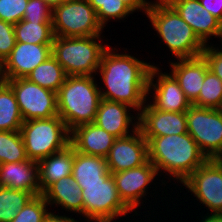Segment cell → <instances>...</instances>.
<instances>
[{
  "instance_id": "obj_42",
  "label": "cell",
  "mask_w": 222,
  "mask_h": 222,
  "mask_svg": "<svg viewBox=\"0 0 222 222\" xmlns=\"http://www.w3.org/2000/svg\"><path fill=\"white\" fill-rule=\"evenodd\" d=\"M45 4H47L49 7H51L52 9H54L55 7H57L60 4H63L65 2H67L68 0H42Z\"/></svg>"
},
{
  "instance_id": "obj_25",
  "label": "cell",
  "mask_w": 222,
  "mask_h": 222,
  "mask_svg": "<svg viewBox=\"0 0 222 222\" xmlns=\"http://www.w3.org/2000/svg\"><path fill=\"white\" fill-rule=\"evenodd\" d=\"M23 122L12 88L0 80V131H20Z\"/></svg>"
},
{
  "instance_id": "obj_23",
  "label": "cell",
  "mask_w": 222,
  "mask_h": 222,
  "mask_svg": "<svg viewBox=\"0 0 222 222\" xmlns=\"http://www.w3.org/2000/svg\"><path fill=\"white\" fill-rule=\"evenodd\" d=\"M110 175L105 157L86 155L74 150L72 176L78 186L103 183Z\"/></svg>"
},
{
  "instance_id": "obj_28",
  "label": "cell",
  "mask_w": 222,
  "mask_h": 222,
  "mask_svg": "<svg viewBox=\"0 0 222 222\" xmlns=\"http://www.w3.org/2000/svg\"><path fill=\"white\" fill-rule=\"evenodd\" d=\"M28 160L20 131H0V164Z\"/></svg>"
},
{
  "instance_id": "obj_27",
  "label": "cell",
  "mask_w": 222,
  "mask_h": 222,
  "mask_svg": "<svg viewBox=\"0 0 222 222\" xmlns=\"http://www.w3.org/2000/svg\"><path fill=\"white\" fill-rule=\"evenodd\" d=\"M32 197L29 192L0 187V222H11Z\"/></svg>"
},
{
  "instance_id": "obj_20",
  "label": "cell",
  "mask_w": 222,
  "mask_h": 222,
  "mask_svg": "<svg viewBox=\"0 0 222 222\" xmlns=\"http://www.w3.org/2000/svg\"><path fill=\"white\" fill-rule=\"evenodd\" d=\"M170 73L178 81L186 98L192 104L199 96L208 64L204 57L177 59L170 61Z\"/></svg>"
},
{
  "instance_id": "obj_40",
  "label": "cell",
  "mask_w": 222,
  "mask_h": 222,
  "mask_svg": "<svg viewBox=\"0 0 222 222\" xmlns=\"http://www.w3.org/2000/svg\"><path fill=\"white\" fill-rule=\"evenodd\" d=\"M55 212H52L49 210V213L45 216L44 222H79L75 218H72L73 215L67 216V215H60L59 212L55 214ZM59 214V215H58ZM87 222H92L90 220H87Z\"/></svg>"
},
{
  "instance_id": "obj_2",
  "label": "cell",
  "mask_w": 222,
  "mask_h": 222,
  "mask_svg": "<svg viewBox=\"0 0 222 222\" xmlns=\"http://www.w3.org/2000/svg\"><path fill=\"white\" fill-rule=\"evenodd\" d=\"M148 153L149 161L156 167L159 176H164L161 180L164 190L169 182L165 178L170 183L173 179L182 184L208 160L189 133L152 137L148 141Z\"/></svg>"
},
{
  "instance_id": "obj_30",
  "label": "cell",
  "mask_w": 222,
  "mask_h": 222,
  "mask_svg": "<svg viewBox=\"0 0 222 222\" xmlns=\"http://www.w3.org/2000/svg\"><path fill=\"white\" fill-rule=\"evenodd\" d=\"M89 4L96 11L97 19L102 27L112 21L126 19L134 12L122 0H88ZM127 16V17H126Z\"/></svg>"
},
{
  "instance_id": "obj_5",
  "label": "cell",
  "mask_w": 222,
  "mask_h": 222,
  "mask_svg": "<svg viewBox=\"0 0 222 222\" xmlns=\"http://www.w3.org/2000/svg\"><path fill=\"white\" fill-rule=\"evenodd\" d=\"M103 40V35L54 37L52 56L67 76H96L102 55L110 46L102 44Z\"/></svg>"
},
{
  "instance_id": "obj_19",
  "label": "cell",
  "mask_w": 222,
  "mask_h": 222,
  "mask_svg": "<svg viewBox=\"0 0 222 222\" xmlns=\"http://www.w3.org/2000/svg\"><path fill=\"white\" fill-rule=\"evenodd\" d=\"M116 137L92 123L70 131V145L74 150L93 156L107 157Z\"/></svg>"
},
{
  "instance_id": "obj_1",
  "label": "cell",
  "mask_w": 222,
  "mask_h": 222,
  "mask_svg": "<svg viewBox=\"0 0 222 222\" xmlns=\"http://www.w3.org/2000/svg\"><path fill=\"white\" fill-rule=\"evenodd\" d=\"M123 51L117 53L111 46L104 51L97 70L104 85L99 88L100 95L101 99L127 104L138 114L148 99V79L153 65Z\"/></svg>"
},
{
  "instance_id": "obj_10",
  "label": "cell",
  "mask_w": 222,
  "mask_h": 222,
  "mask_svg": "<svg viewBox=\"0 0 222 222\" xmlns=\"http://www.w3.org/2000/svg\"><path fill=\"white\" fill-rule=\"evenodd\" d=\"M5 81L13 90L23 121L48 119L58 115L57 93L27 78Z\"/></svg>"
},
{
  "instance_id": "obj_18",
  "label": "cell",
  "mask_w": 222,
  "mask_h": 222,
  "mask_svg": "<svg viewBox=\"0 0 222 222\" xmlns=\"http://www.w3.org/2000/svg\"><path fill=\"white\" fill-rule=\"evenodd\" d=\"M0 187L22 190L33 196L41 195L39 163L31 159L1 163Z\"/></svg>"
},
{
  "instance_id": "obj_17",
  "label": "cell",
  "mask_w": 222,
  "mask_h": 222,
  "mask_svg": "<svg viewBox=\"0 0 222 222\" xmlns=\"http://www.w3.org/2000/svg\"><path fill=\"white\" fill-rule=\"evenodd\" d=\"M131 112L127 104L101 99L93 123L116 138L126 137L138 129V114Z\"/></svg>"
},
{
  "instance_id": "obj_31",
  "label": "cell",
  "mask_w": 222,
  "mask_h": 222,
  "mask_svg": "<svg viewBox=\"0 0 222 222\" xmlns=\"http://www.w3.org/2000/svg\"><path fill=\"white\" fill-rule=\"evenodd\" d=\"M48 206L42 194L33 196L11 222H44L50 210Z\"/></svg>"
},
{
  "instance_id": "obj_21",
  "label": "cell",
  "mask_w": 222,
  "mask_h": 222,
  "mask_svg": "<svg viewBox=\"0 0 222 222\" xmlns=\"http://www.w3.org/2000/svg\"><path fill=\"white\" fill-rule=\"evenodd\" d=\"M82 189L77 185L73 176L63 177L51 184L42 195L49 207H62L61 210L78 213L83 217ZM82 215V216H81Z\"/></svg>"
},
{
  "instance_id": "obj_36",
  "label": "cell",
  "mask_w": 222,
  "mask_h": 222,
  "mask_svg": "<svg viewBox=\"0 0 222 222\" xmlns=\"http://www.w3.org/2000/svg\"><path fill=\"white\" fill-rule=\"evenodd\" d=\"M16 38L14 32V25L6 23L0 19V65L10 55L12 49L15 47Z\"/></svg>"
},
{
  "instance_id": "obj_32",
  "label": "cell",
  "mask_w": 222,
  "mask_h": 222,
  "mask_svg": "<svg viewBox=\"0 0 222 222\" xmlns=\"http://www.w3.org/2000/svg\"><path fill=\"white\" fill-rule=\"evenodd\" d=\"M197 36L205 45L210 43L209 40L212 39V36L214 38L219 37L222 44V22L206 9H203L199 14Z\"/></svg>"
},
{
  "instance_id": "obj_26",
  "label": "cell",
  "mask_w": 222,
  "mask_h": 222,
  "mask_svg": "<svg viewBox=\"0 0 222 222\" xmlns=\"http://www.w3.org/2000/svg\"><path fill=\"white\" fill-rule=\"evenodd\" d=\"M66 77L67 75L63 67L51 56L33 69L26 78L41 87L57 93Z\"/></svg>"
},
{
  "instance_id": "obj_34",
  "label": "cell",
  "mask_w": 222,
  "mask_h": 222,
  "mask_svg": "<svg viewBox=\"0 0 222 222\" xmlns=\"http://www.w3.org/2000/svg\"><path fill=\"white\" fill-rule=\"evenodd\" d=\"M29 0H0V19L15 25L24 17Z\"/></svg>"
},
{
  "instance_id": "obj_7",
  "label": "cell",
  "mask_w": 222,
  "mask_h": 222,
  "mask_svg": "<svg viewBox=\"0 0 222 222\" xmlns=\"http://www.w3.org/2000/svg\"><path fill=\"white\" fill-rule=\"evenodd\" d=\"M83 220L116 222L132 211L120 199L112 174L103 183L80 184ZM115 220V221H114Z\"/></svg>"
},
{
  "instance_id": "obj_41",
  "label": "cell",
  "mask_w": 222,
  "mask_h": 222,
  "mask_svg": "<svg viewBox=\"0 0 222 222\" xmlns=\"http://www.w3.org/2000/svg\"><path fill=\"white\" fill-rule=\"evenodd\" d=\"M199 217H203L199 222H222V214H205Z\"/></svg>"
},
{
  "instance_id": "obj_4",
  "label": "cell",
  "mask_w": 222,
  "mask_h": 222,
  "mask_svg": "<svg viewBox=\"0 0 222 222\" xmlns=\"http://www.w3.org/2000/svg\"><path fill=\"white\" fill-rule=\"evenodd\" d=\"M96 76H67L57 92L58 116L69 131L94 122L101 100Z\"/></svg>"
},
{
  "instance_id": "obj_35",
  "label": "cell",
  "mask_w": 222,
  "mask_h": 222,
  "mask_svg": "<svg viewBox=\"0 0 222 222\" xmlns=\"http://www.w3.org/2000/svg\"><path fill=\"white\" fill-rule=\"evenodd\" d=\"M53 9L42 0H29L24 11L25 21H52Z\"/></svg>"
},
{
  "instance_id": "obj_3",
  "label": "cell",
  "mask_w": 222,
  "mask_h": 222,
  "mask_svg": "<svg viewBox=\"0 0 222 222\" xmlns=\"http://www.w3.org/2000/svg\"><path fill=\"white\" fill-rule=\"evenodd\" d=\"M152 28L176 59L201 56L205 44L166 0L151 1L146 12Z\"/></svg>"
},
{
  "instance_id": "obj_15",
  "label": "cell",
  "mask_w": 222,
  "mask_h": 222,
  "mask_svg": "<svg viewBox=\"0 0 222 222\" xmlns=\"http://www.w3.org/2000/svg\"><path fill=\"white\" fill-rule=\"evenodd\" d=\"M52 56V45L16 42L10 55L0 65L1 80L26 78L39 64Z\"/></svg>"
},
{
  "instance_id": "obj_14",
  "label": "cell",
  "mask_w": 222,
  "mask_h": 222,
  "mask_svg": "<svg viewBox=\"0 0 222 222\" xmlns=\"http://www.w3.org/2000/svg\"><path fill=\"white\" fill-rule=\"evenodd\" d=\"M138 129L147 142L152 137L188 133L186 112L160 111L148 100L138 113Z\"/></svg>"
},
{
  "instance_id": "obj_37",
  "label": "cell",
  "mask_w": 222,
  "mask_h": 222,
  "mask_svg": "<svg viewBox=\"0 0 222 222\" xmlns=\"http://www.w3.org/2000/svg\"><path fill=\"white\" fill-rule=\"evenodd\" d=\"M201 55L207 62L208 69L222 80V46H215L211 42L205 46Z\"/></svg>"
},
{
  "instance_id": "obj_22",
  "label": "cell",
  "mask_w": 222,
  "mask_h": 222,
  "mask_svg": "<svg viewBox=\"0 0 222 222\" xmlns=\"http://www.w3.org/2000/svg\"><path fill=\"white\" fill-rule=\"evenodd\" d=\"M74 148L65 149L41 159L39 163L40 190L43 193L51 184L72 175Z\"/></svg>"
},
{
  "instance_id": "obj_11",
  "label": "cell",
  "mask_w": 222,
  "mask_h": 222,
  "mask_svg": "<svg viewBox=\"0 0 222 222\" xmlns=\"http://www.w3.org/2000/svg\"><path fill=\"white\" fill-rule=\"evenodd\" d=\"M180 186H184L188 193L190 191L200 205L208 208L206 214H222V171L211 159L198 167Z\"/></svg>"
},
{
  "instance_id": "obj_38",
  "label": "cell",
  "mask_w": 222,
  "mask_h": 222,
  "mask_svg": "<svg viewBox=\"0 0 222 222\" xmlns=\"http://www.w3.org/2000/svg\"><path fill=\"white\" fill-rule=\"evenodd\" d=\"M204 9L222 22V0H199Z\"/></svg>"
},
{
  "instance_id": "obj_29",
  "label": "cell",
  "mask_w": 222,
  "mask_h": 222,
  "mask_svg": "<svg viewBox=\"0 0 222 222\" xmlns=\"http://www.w3.org/2000/svg\"><path fill=\"white\" fill-rule=\"evenodd\" d=\"M192 105L212 109L222 108V80L209 69L206 71L199 96Z\"/></svg>"
},
{
  "instance_id": "obj_43",
  "label": "cell",
  "mask_w": 222,
  "mask_h": 222,
  "mask_svg": "<svg viewBox=\"0 0 222 222\" xmlns=\"http://www.w3.org/2000/svg\"><path fill=\"white\" fill-rule=\"evenodd\" d=\"M217 166L218 168L222 171V151L220 153H218L217 155H215L212 159H211Z\"/></svg>"
},
{
  "instance_id": "obj_8",
  "label": "cell",
  "mask_w": 222,
  "mask_h": 222,
  "mask_svg": "<svg viewBox=\"0 0 222 222\" xmlns=\"http://www.w3.org/2000/svg\"><path fill=\"white\" fill-rule=\"evenodd\" d=\"M52 25L55 37L97 36L105 32L88 0H68L55 7Z\"/></svg>"
},
{
  "instance_id": "obj_16",
  "label": "cell",
  "mask_w": 222,
  "mask_h": 222,
  "mask_svg": "<svg viewBox=\"0 0 222 222\" xmlns=\"http://www.w3.org/2000/svg\"><path fill=\"white\" fill-rule=\"evenodd\" d=\"M148 160V142L139 129L129 136L116 138L106 157L111 173L133 169Z\"/></svg>"
},
{
  "instance_id": "obj_33",
  "label": "cell",
  "mask_w": 222,
  "mask_h": 222,
  "mask_svg": "<svg viewBox=\"0 0 222 222\" xmlns=\"http://www.w3.org/2000/svg\"><path fill=\"white\" fill-rule=\"evenodd\" d=\"M197 35L199 14L204 7L199 0H166Z\"/></svg>"
},
{
  "instance_id": "obj_9",
  "label": "cell",
  "mask_w": 222,
  "mask_h": 222,
  "mask_svg": "<svg viewBox=\"0 0 222 222\" xmlns=\"http://www.w3.org/2000/svg\"><path fill=\"white\" fill-rule=\"evenodd\" d=\"M187 131L207 159L222 151V111L191 105L186 111Z\"/></svg>"
},
{
  "instance_id": "obj_39",
  "label": "cell",
  "mask_w": 222,
  "mask_h": 222,
  "mask_svg": "<svg viewBox=\"0 0 222 222\" xmlns=\"http://www.w3.org/2000/svg\"><path fill=\"white\" fill-rule=\"evenodd\" d=\"M133 12H146L149 9L151 1L149 0H122Z\"/></svg>"
},
{
  "instance_id": "obj_6",
  "label": "cell",
  "mask_w": 222,
  "mask_h": 222,
  "mask_svg": "<svg viewBox=\"0 0 222 222\" xmlns=\"http://www.w3.org/2000/svg\"><path fill=\"white\" fill-rule=\"evenodd\" d=\"M28 159H41L70 145V131L61 117L24 121L20 129Z\"/></svg>"
},
{
  "instance_id": "obj_24",
  "label": "cell",
  "mask_w": 222,
  "mask_h": 222,
  "mask_svg": "<svg viewBox=\"0 0 222 222\" xmlns=\"http://www.w3.org/2000/svg\"><path fill=\"white\" fill-rule=\"evenodd\" d=\"M16 42L52 45L54 32L52 21L21 20L14 25Z\"/></svg>"
},
{
  "instance_id": "obj_13",
  "label": "cell",
  "mask_w": 222,
  "mask_h": 222,
  "mask_svg": "<svg viewBox=\"0 0 222 222\" xmlns=\"http://www.w3.org/2000/svg\"><path fill=\"white\" fill-rule=\"evenodd\" d=\"M152 64L148 79L147 100L160 111L186 112L192 104L186 98L178 81L171 73H163L158 65Z\"/></svg>"
},
{
  "instance_id": "obj_12",
  "label": "cell",
  "mask_w": 222,
  "mask_h": 222,
  "mask_svg": "<svg viewBox=\"0 0 222 222\" xmlns=\"http://www.w3.org/2000/svg\"><path fill=\"white\" fill-rule=\"evenodd\" d=\"M111 174L115 180L120 199L138 217L137 212L139 211H136V209L138 210V207L142 208L141 203L143 205L147 200L146 196L149 191L147 189L150 185L155 184L153 180H159L156 167L148 160L133 169Z\"/></svg>"
}]
</instances>
